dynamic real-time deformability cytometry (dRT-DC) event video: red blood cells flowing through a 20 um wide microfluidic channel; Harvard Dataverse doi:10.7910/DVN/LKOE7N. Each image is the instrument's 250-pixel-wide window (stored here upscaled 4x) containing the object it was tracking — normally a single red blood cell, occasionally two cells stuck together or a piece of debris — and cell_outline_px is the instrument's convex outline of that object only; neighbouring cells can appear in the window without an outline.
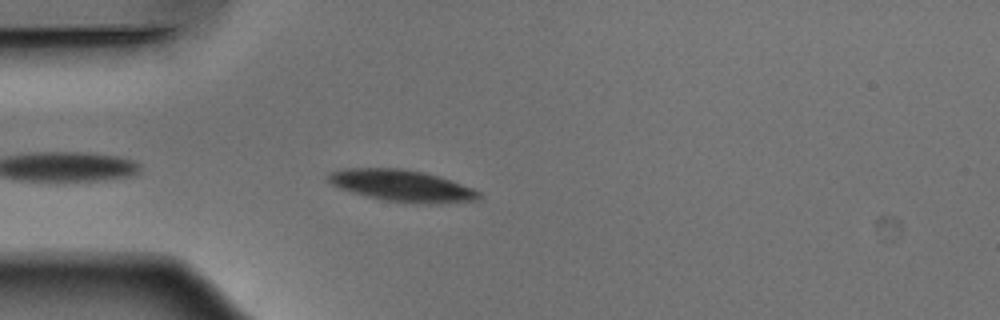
{"species": "Egyptian fruit bat (a non-hibernating species)", "species_latin": "Rousettus aegyptiacus", "temperature_condition": "warm", "stored_images_in_passage": 28, "camera_frame_rate_fps": 3000, "um_per_image_px": 0.085, "animal": {"sex": "male"}, "frame": {"image": 1, "passage_image": 3, "time_ms": 0.667, "image_size_px": [1000, 320], "cell_outline_px": [[480, 196], [476, 200], [440, 204], [424, 204], [384, 200], [352, 192], [340, 188], [324, 180], [324, 176], [328, 172], [344, 168], [400, 168], [424, 172], [440, 176], [452, 180], [472, 188], [480, 192]], "centroid_in_image_um": [34.13, 15.77], "position_along_channel_um": 50.9, "area_um2": 28.03}}
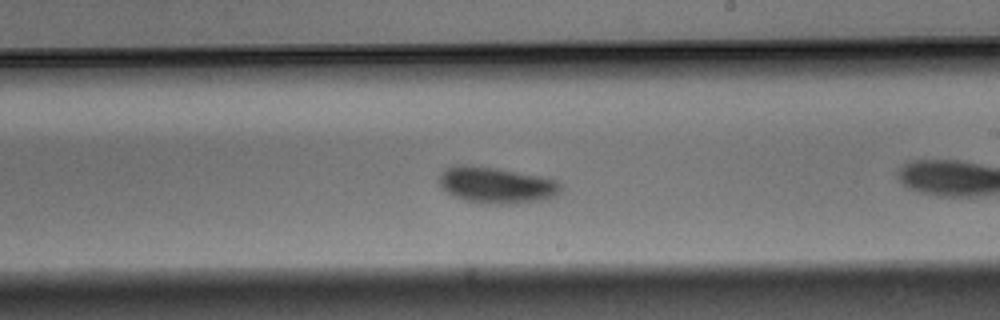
{"frame": {"image": 2, "passage_image": 16, "time_ms": 5.0, "image_size_px": [1000, 320], "cell_outline_px": [[564, 188], [556, 196], [544, 200], [512, 204], [484, 204], [464, 200], [452, 196], [440, 188], [440, 176], [444, 168], [456, 164], [464, 164], [496, 168], [540, 176], [556, 180]], "centroid_in_image_um": [42.18, 15.74], "position_along_channel_um": 246.8, "area_um2": 26.13}}
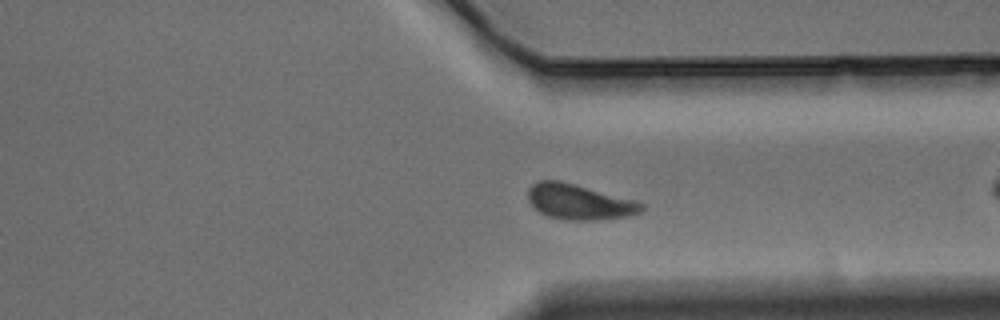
{"frame": {"image": 3, "passage_image": 25, "time_ms": 8.0, "image_size_px": [1000, 320], "cell_outline_px": [[644, 208], [640, 212], [628, 216], [596, 220], [568, 220], [548, 216], [532, 208], [528, 200], [528, 188], [536, 180], [560, 180], [636, 200], [644, 204]], "centroid_in_image_um": [49.2, 17.15], "position_along_channel_um": 362.2, "area_um2": 23.58}}